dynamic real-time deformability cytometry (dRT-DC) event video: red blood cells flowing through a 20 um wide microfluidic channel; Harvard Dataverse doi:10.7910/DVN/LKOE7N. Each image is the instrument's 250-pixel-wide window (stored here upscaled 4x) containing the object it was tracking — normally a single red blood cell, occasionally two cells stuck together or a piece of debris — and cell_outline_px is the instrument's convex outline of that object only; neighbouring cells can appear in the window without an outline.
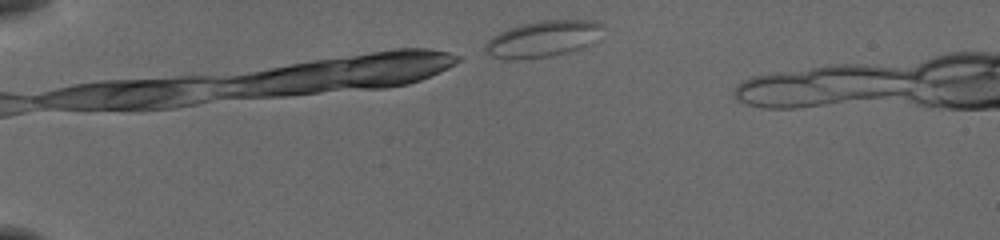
{"species": "common noctule bat (a hibernating species)", "species_latin": "Nyctalus noctula", "temperature_condition": "cold", "stored_images_in_passage": 6, "camera_frame_rate_fps": 3000, "um_per_image_px": 0.085, "animal": {"sex": "female", "body_mass_g": 19.5, "forearm_length_mm": 54.1}, "frame": {"image": 1, "passage_image": 1, "time_ms": 0.0, "image_size_px": [1000, 240], "cell_outline_px": [[600, 24], [592, 44], [580, 48], [548, 56], [516, 60], [504, 60], [492, 56], [484, 52], [484, 44], [492, 36], [508, 28], [520, 24], [540, 20], [596, 20]], "centroid_in_image_um": [46.02, 3.31], "position_along_channel_um": 39.0, "area_um2": 24.57}}